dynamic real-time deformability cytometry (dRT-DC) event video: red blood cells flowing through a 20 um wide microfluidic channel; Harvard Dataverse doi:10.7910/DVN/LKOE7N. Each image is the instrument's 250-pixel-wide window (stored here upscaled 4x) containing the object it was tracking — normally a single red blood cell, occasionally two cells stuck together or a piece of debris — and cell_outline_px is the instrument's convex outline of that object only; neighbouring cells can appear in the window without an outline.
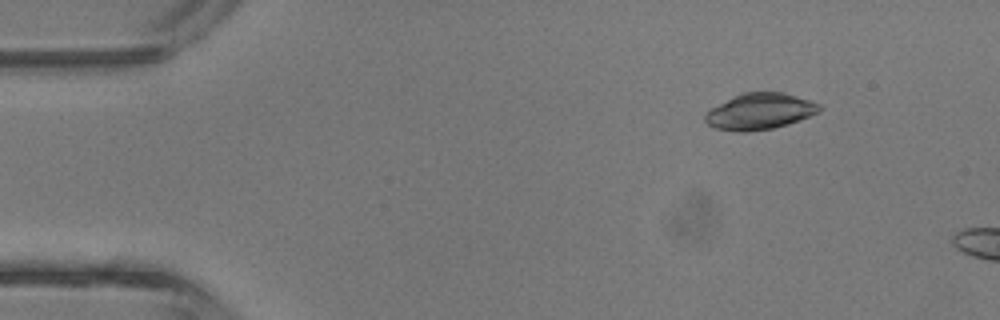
{"species": "common noctule bat (a hibernating species)", "species_latin": "Nyctalus noctula", "temperature_condition": "room temperature", "stored_images_in_passage": 10, "camera_frame_rate_fps": 3000, "um_per_image_px": 0.085, "animal": {"sex": "male", "body_mass_g": 13.3}, "frame": {"image": 1, "passage_image": 6, "time_ms": 1.667, "image_size_px": [1000, 320], "cell_outline_px": [[820, 112], [800, 120], [788, 124], [772, 128], [748, 132], [736, 132], [716, 128], [708, 124], [704, 120], [704, 116], [712, 108], [744, 92], [784, 92], [820, 104]], "centroid_in_image_um": [64.61, 9.48], "position_along_channel_um": 20.4, "area_um2": 23.81}}